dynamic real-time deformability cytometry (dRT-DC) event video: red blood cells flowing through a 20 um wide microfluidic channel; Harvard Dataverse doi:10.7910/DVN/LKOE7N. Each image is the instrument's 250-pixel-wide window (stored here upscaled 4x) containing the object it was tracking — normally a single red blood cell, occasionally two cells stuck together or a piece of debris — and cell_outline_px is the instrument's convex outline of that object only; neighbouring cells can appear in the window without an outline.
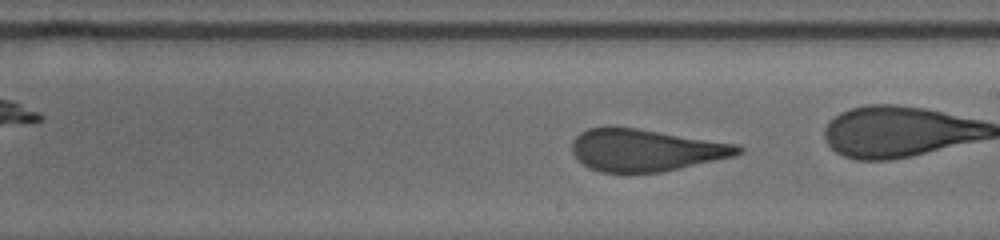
{"species": "human", "species_latin": "Homo sapiens", "temperature_condition": "cold", "stored_images_in_passage": 38, "camera_frame_rate_fps": 3000, "um_per_image_px": 0.085, "donor": {"sex": "male"}, "frame": {"image": 1, "passage_image": 22, "time_ms": 7.333, "image_size_px": [1000, 240], "cell_outline_px": [[744, 152], [736, 156], [660, 172], [600, 172], [588, 168], [572, 152], [572, 140], [580, 132], [588, 128], [636, 128], [740, 144], [744, 148]], "centroid_in_image_um": [54.93, 12.76], "position_along_channel_um": 234.1, "area_um2": 40.58}}
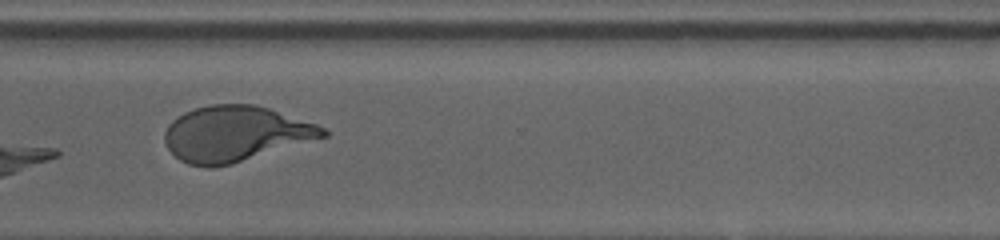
{"frame": {"image": 2, "passage_image": 27, "time_ms": 11.0, "image_size_px": [1000, 240], "cell_outline_px": [[328, 136], [232, 164], [212, 168], [208, 168], [188, 164], [180, 160], [168, 148], [164, 140], [164, 132], [168, 124], [172, 120], [184, 112], [196, 108], [212, 104], [256, 104], [316, 124], [324, 128], [328, 132]], "centroid_in_image_um": [19.98, 11.38], "position_along_channel_um": 350.6, "area_um2": 51.15}}
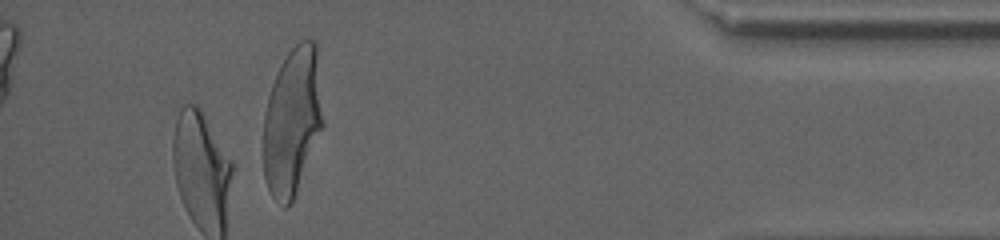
{"frame": {"image": 3, "passage_image": 33, "time_ms": 13.667, "image_size_px": [1000, 240], "cell_outline_px": [[324, 124], [292, 204], [288, 208], [284, 208], [272, 196], [268, 188], [264, 176], [264, 112], [268, 96], [272, 84], [288, 52], [300, 40], [312, 40], [316, 44]], "centroid_in_image_um": [24.85, 10.35], "position_along_channel_um": 410.3, "area_um2": 51.21}}